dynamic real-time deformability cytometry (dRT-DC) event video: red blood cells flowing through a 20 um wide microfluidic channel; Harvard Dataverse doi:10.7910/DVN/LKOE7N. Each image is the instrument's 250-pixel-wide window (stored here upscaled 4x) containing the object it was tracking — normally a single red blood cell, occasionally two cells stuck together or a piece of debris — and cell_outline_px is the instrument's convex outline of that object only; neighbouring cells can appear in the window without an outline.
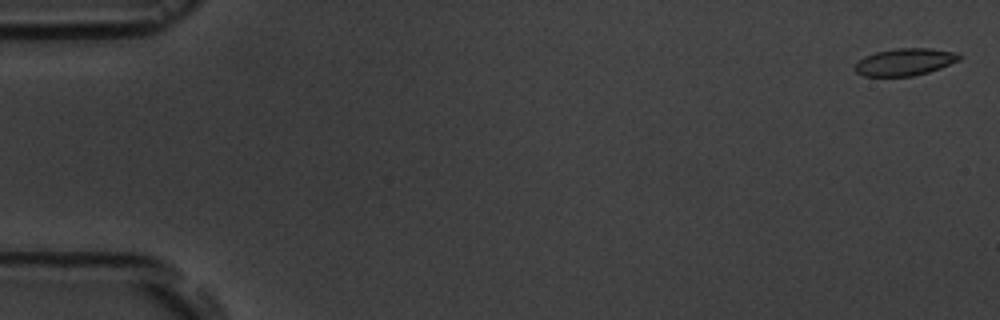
{"species": "common noctule bat (a hibernating species)", "species_latin": "Nyctalus noctula", "temperature_condition": "room temperature", "stored_images_in_passage": 9, "camera_frame_rate_fps": 3000, "um_per_image_px": 0.085, "animal": {"sex": "male", "body_mass_g": 19.5, "forearm_length_mm": 54.6}, "frame": {"image": 1, "passage_image": 1, "time_ms": 0.0, "image_size_px": [1000, 320], "cell_outline_px": [[964, 56], [960, 60], [940, 68], [928, 72], [912, 76], [864, 76], [856, 72], [856, 64], [864, 56], [876, 52], [896, 48], [932, 48], [956, 52]], "centroid_in_image_um": [76.97, 5.25], "position_along_channel_um": 8.0, "area_um2": 16.53}}
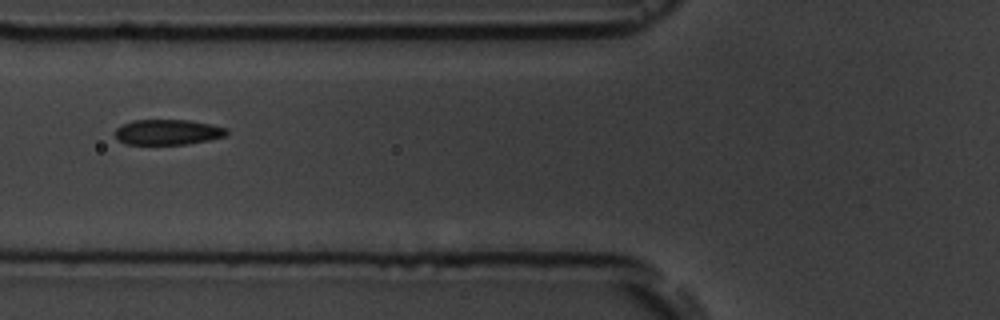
{"frame": {"image": 2, "passage_image": 7, "time_ms": 6.667, "image_size_px": [1000, 320], "cell_outline_px": [[228, 132], [224, 136], [208, 140], [188, 144], [124, 144], [116, 136], [116, 128], [132, 120], [188, 120], [212, 124], [228, 128]], "centroid_in_image_um": [14.29, 11.22], "position_along_channel_um": 111.5, "area_um2": 16.42}}
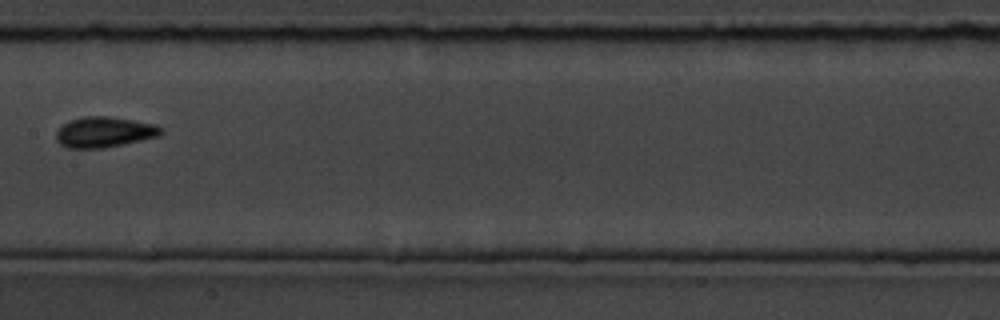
{"frame": {"image": 3, "passage_image": 9, "time_ms": 9.0, "image_size_px": [1000, 320], "cell_outline_px": [[164, 132], [160, 136], [104, 148], [68, 148], [60, 144], [56, 140], [56, 132], [64, 124], [72, 120], [84, 116], [108, 116], [156, 124], [164, 128]], "centroid_in_image_um": [8.91, 11.23], "position_along_channel_um": 198.5, "area_um2": 18.67}}